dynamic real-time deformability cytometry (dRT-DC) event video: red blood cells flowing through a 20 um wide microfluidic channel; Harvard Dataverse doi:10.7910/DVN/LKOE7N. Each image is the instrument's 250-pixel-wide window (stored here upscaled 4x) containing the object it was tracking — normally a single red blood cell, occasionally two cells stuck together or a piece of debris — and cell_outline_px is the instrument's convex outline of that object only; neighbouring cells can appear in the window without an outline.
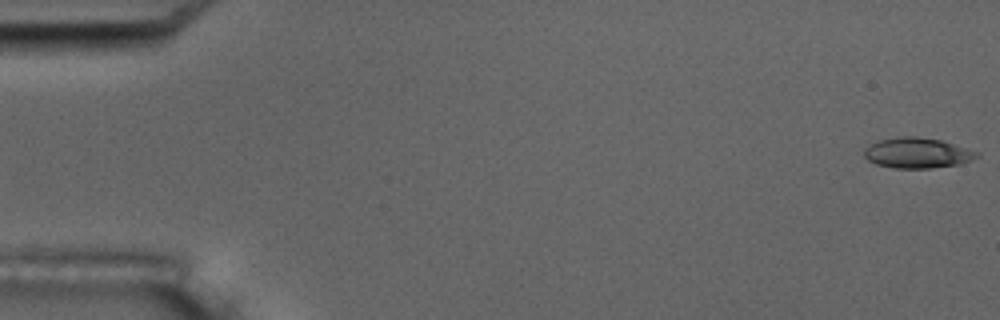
{"species": "common noctule bat (a hibernating species)", "species_latin": "Nyctalus noctula", "temperature_condition": "room temperature", "stored_images_in_passage": 6, "camera_frame_rate_fps": 3000, "um_per_image_px": 0.085, "animal": {"sex": "male", "body_mass_g": 17.5, "forearm_length_mm": 52.3}, "frame": {"image": 1, "passage_image": 1, "time_ms": 0.0, "image_size_px": [1000, 320], "cell_outline_px": [[980, 156], [972, 160], [960, 164], [932, 168], [892, 168], [876, 164], [868, 160], [864, 156], [864, 148], [880, 140], [896, 136], [916, 136], [940, 140], [980, 152]], "centroid_in_image_um": [77.98, 13.0], "position_along_channel_um": 7.0, "area_um2": 20.06}}
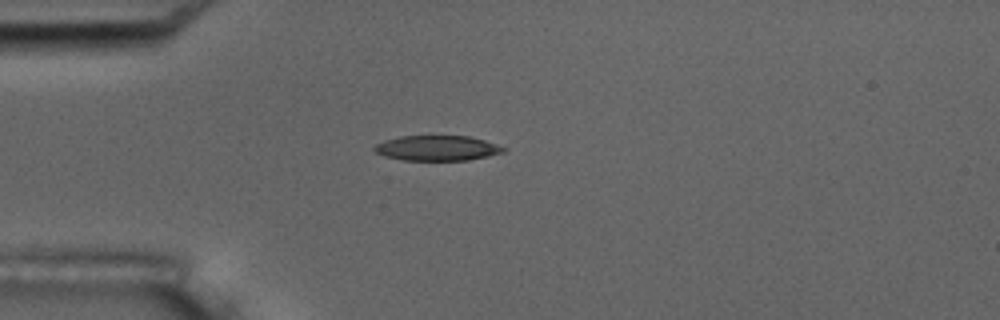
{"frame": {"image": 2, "passage_image": 5, "time_ms": 4.667, "image_size_px": [1000, 320], "cell_outline_px": [[508, 148], [504, 152], [488, 156], [468, 160], [404, 160], [384, 156], [376, 152], [372, 148], [376, 144], [384, 140], [400, 136], [468, 136], [484, 140]], "centroid_in_image_um": [37.16, 12.59], "position_along_channel_um": 47.8, "area_um2": 18.9}}